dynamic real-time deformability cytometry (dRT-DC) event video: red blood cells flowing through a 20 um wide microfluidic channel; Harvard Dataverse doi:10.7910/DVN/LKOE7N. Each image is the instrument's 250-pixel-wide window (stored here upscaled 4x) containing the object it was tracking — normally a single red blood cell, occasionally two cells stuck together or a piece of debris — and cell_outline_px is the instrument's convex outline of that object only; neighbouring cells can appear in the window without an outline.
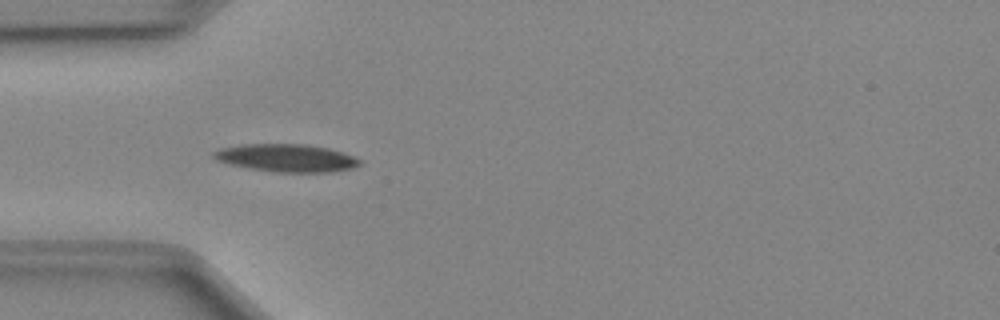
{"species": "Egyptian fruit bat (a non-hibernating species)", "species_latin": "Rousettus aegyptiacus", "temperature_condition": "cold", "stored_images_in_passage": 41, "camera_frame_rate_fps": 3000, "um_per_image_px": 0.085, "animal": {"sex": "female"}, "frame": {"image": 1, "passage_image": 6, "time_ms": 1.667, "image_size_px": [1000, 320], "cell_outline_px": [[360, 164], [352, 168], [332, 172], [276, 172], [248, 168], [216, 160], [212, 156], [212, 152], [220, 148], [240, 144], [304, 144], [328, 148], [352, 156], [360, 160]], "centroid_in_image_um": [24.31, 13.42], "position_along_channel_um": 60.7, "area_um2": 23.47}}
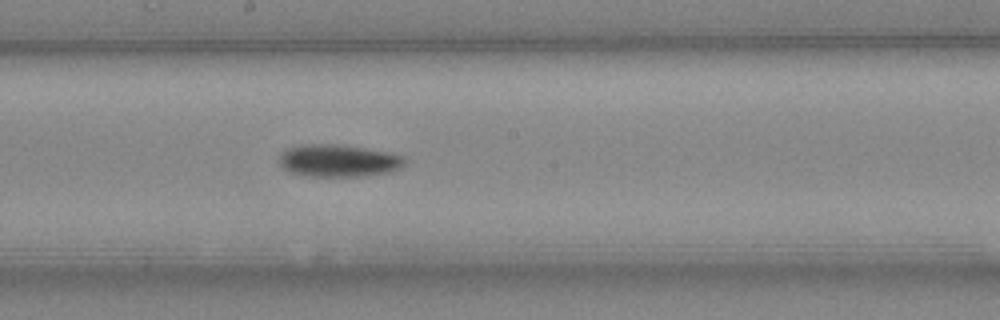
{"frame": {"image": 2, "passage_image": 18, "time_ms": 5.667, "image_size_px": [1000, 320], "cell_outline_px": [[408, 160], [400, 168], [392, 172], [364, 176], [304, 176], [288, 172], [276, 160], [288, 148], [304, 144], [336, 144], [364, 148], [388, 152], [404, 156]], "centroid_in_image_um": [28.78, 13.67], "position_along_channel_um": 219.4, "area_um2": 23.87}}
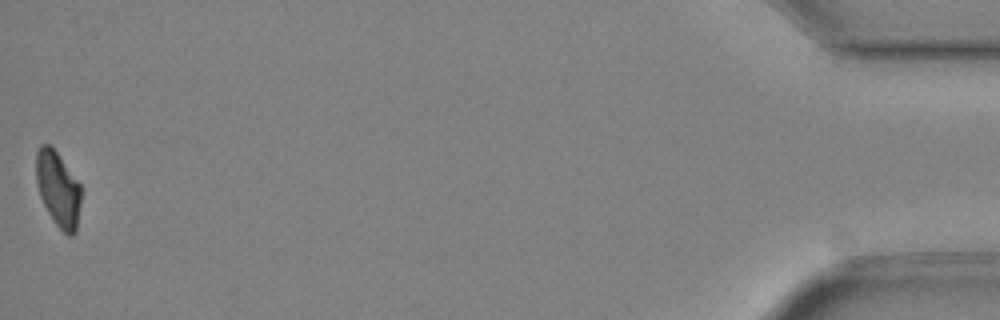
{"frame": {"image": 3, "passage_image": 41, "time_ms": 13.333, "image_size_px": [1000, 320], "cell_outline_px": [[80, 204], [76, 232], [72, 236], [68, 236], [52, 220], [40, 196], [36, 184], [36, 152], [40, 144], [48, 144], [56, 152], [80, 184]], "centroid_in_image_um": [4.92, 16.08], "position_along_channel_um": 430.3, "area_um2": 19.48}, "authors_computed_cell_mechanics": {"area_um2": 22.0218, "velocity_mm_per_s": 4.0247, "shape_relaxation_time_tau1_ms": 6.2826, "shape_relaxation_time_tau2_ms": null, "deformation_change_tau1": 0.1618, "deformation_change_tau2": null}}